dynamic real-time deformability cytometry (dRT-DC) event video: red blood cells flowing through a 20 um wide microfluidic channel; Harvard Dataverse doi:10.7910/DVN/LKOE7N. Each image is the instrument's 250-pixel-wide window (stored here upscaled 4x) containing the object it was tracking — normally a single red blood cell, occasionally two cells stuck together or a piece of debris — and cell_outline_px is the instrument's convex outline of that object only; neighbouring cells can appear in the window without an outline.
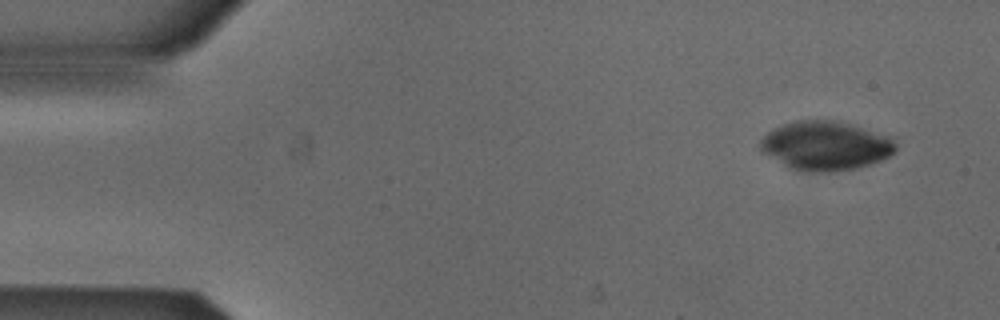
{"species": "Egyptian fruit bat (a non-hibernating species)", "species_latin": "Rousettus aegyptiacus", "temperature_condition": "cold", "stored_images_in_passage": 6, "segment_of_instrument_passage": [2, 2], "camera_frame_rate_fps": 3000, "um_per_image_px": 0.085, "animal": {"sex": "male"}, "frame": {"image": 1, "passage_image": 6, "time_ms": 1.667, "image_size_px": [1000, 320], "cell_outline_px": [[896, 152], [880, 160], [856, 168], [836, 172], [800, 172], [788, 168], [764, 152], [760, 148], [760, 140], [768, 132], [784, 124], [796, 120], [832, 120], [896, 136]], "centroid_in_image_um": [70.22, 12.4], "position_along_channel_um": 14.8, "area_um2": 38.96}}